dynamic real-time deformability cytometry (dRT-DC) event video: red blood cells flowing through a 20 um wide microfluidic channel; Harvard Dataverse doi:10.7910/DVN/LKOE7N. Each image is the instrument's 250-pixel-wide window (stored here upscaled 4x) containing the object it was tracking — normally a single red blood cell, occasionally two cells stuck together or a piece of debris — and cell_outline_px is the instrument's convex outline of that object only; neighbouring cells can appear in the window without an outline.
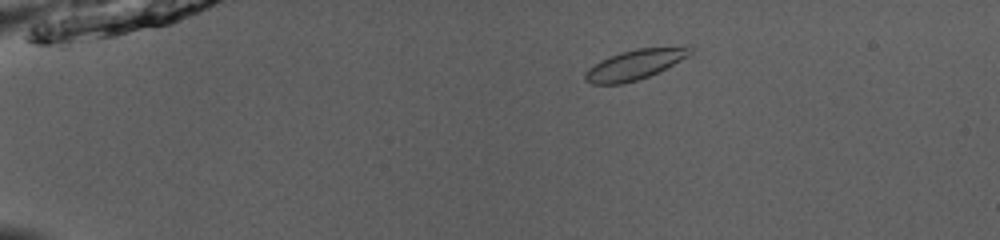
{"species": "common noctule bat (a hibernating species)", "species_latin": "Nyctalus noctula", "temperature_condition": "room temperature", "stored_images_in_passage": 46, "camera_frame_rate_fps": 3000, "um_per_image_px": 0.085, "animal": {"sex": "male", "body_mass_g": 13.0, "forearm_length_mm": 53.1}, "frame": {"image": 1, "passage_image": 4, "time_ms": 1.0, "image_size_px": [1000, 240], "cell_outline_px": [[692, 52], [688, 56], [648, 76], [624, 84], [592, 84], [584, 80], [584, 72], [588, 68], [600, 60], [608, 56], [620, 52], [636, 48], [688, 44], [692, 48]], "centroid_in_image_um": [53.97, 5.45], "position_along_channel_um": 31.0, "area_um2": 18.67}}
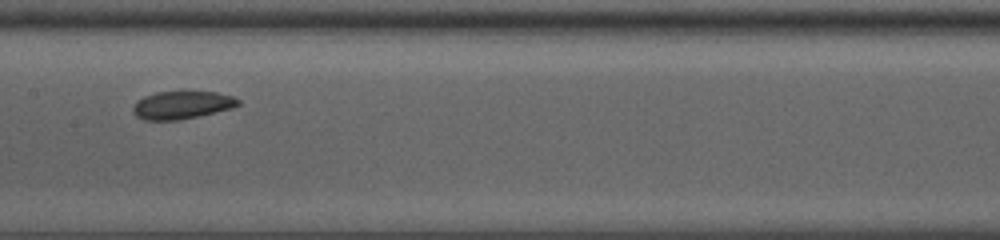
{"frame": {"image": 2, "passage_image": 22, "time_ms": 7.0, "image_size_px": [1000, 240], "cell_outline_px": [[240, 104], [232, 108], [200, 116], [180, 120], [144, 120], [136, 116], [132, 112], [132, 108], [136, 100], [144, 96], [156, 92], [216, 92], [232, 96], [240, 100]], "centroid_in_image_um": [15.44, 8.94], "position_along_channel_um": 192.0, "area_um2": 17.17}}
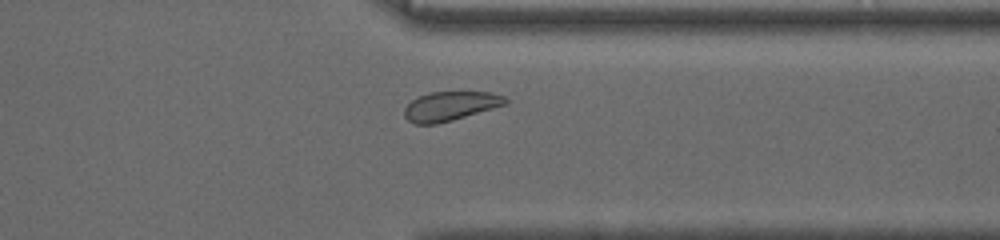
{"frame": {"image": 3, "passage_image": 36, "time_ms": 11.667, "image_size_px": [1000, 240], "cell_outline_px": [[508, 104], [452, 120], [436, 124], [416, 124], [408, 120], [404, 116], [404, 108], [412, 100], [420, 96], [432, 92], [488, 92], [504, 96], [508, 100]], "centroid_in_image_um": [38.28, 9.02], "position_along_channel_um": 373.1, "area_um2": 17.05}, "authors_computed_cell_mechanics": {"area_um2": 17.6868, "velocity_mm_per_s": 3.8944, "shape_relaxation_time_tau1_ms": 1.2221, "shape_relaxation_time_tau2_ms": null, "deformation_change_tau1": 0.0558, "deformation_change_tau2": null}}